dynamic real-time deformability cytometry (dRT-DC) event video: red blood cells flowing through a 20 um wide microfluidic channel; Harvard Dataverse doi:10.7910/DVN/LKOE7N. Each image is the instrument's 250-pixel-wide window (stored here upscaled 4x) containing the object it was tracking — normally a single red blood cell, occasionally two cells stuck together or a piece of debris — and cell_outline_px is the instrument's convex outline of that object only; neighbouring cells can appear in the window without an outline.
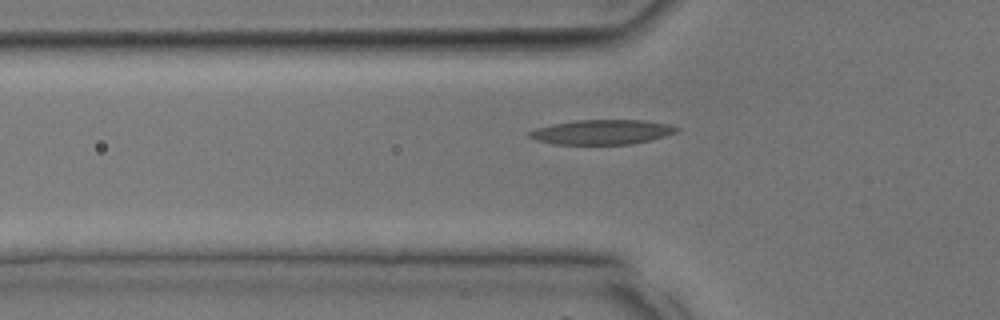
{"species": "common noctule bat (a hibernating species)", "species_latin": "Nyctalus noctula", "temperature_condition": "room temperature", "stored_images_in_passage": 33, "camera_frame_rate_fps": 3000, "um_per_image_px": 0.085, "animal": {"sex": "male", "body_mass_g": 17.9, "forearm_length_mm": 54.2}, "frame": {"image": 1, "passage_image": 12, "time_ms": 3.667, "image_size_px": [1000, 320], "cell_outline_px": [[680, 132], [632, 144], [552, 144], [536, 140], [528, 136], [528, 132], [536, 128], [552, 124], [576, 120], [644, 120], [672, 124], [680, 128]], "centroid_in_image_um": [51.2, 11.22], "position_along_channel_um": 74.6, "area_um2": 21.33}}
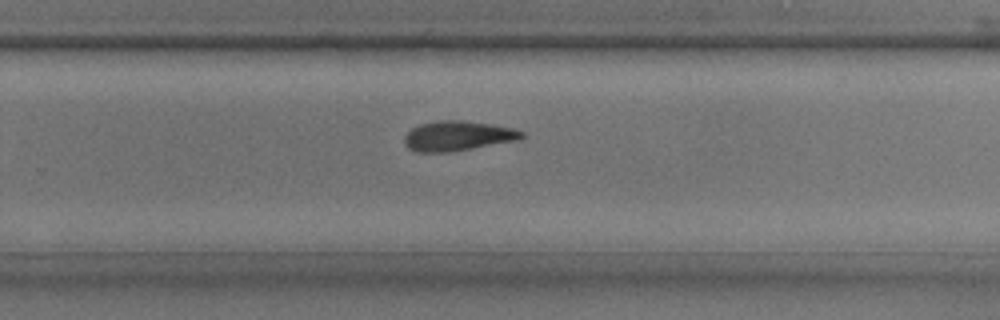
{"frame": {"image": 2, "passage_image": 23, "time_ms": 7.333, "image_size_px": [1000, 320], "cell_outline_px": [[524, 136], [520, 140], [448, 152], [416, 152], [408, 148], [404, 144], [404, 136], [412, 128], [420, 124], [440, 120], [460, 120], [488, 124], [512, 128], [524, 132]], "centroid_in_image_um": [38.89, 11.56], "position_along_channel_um": 290.9, "area_um2": 20.29}}
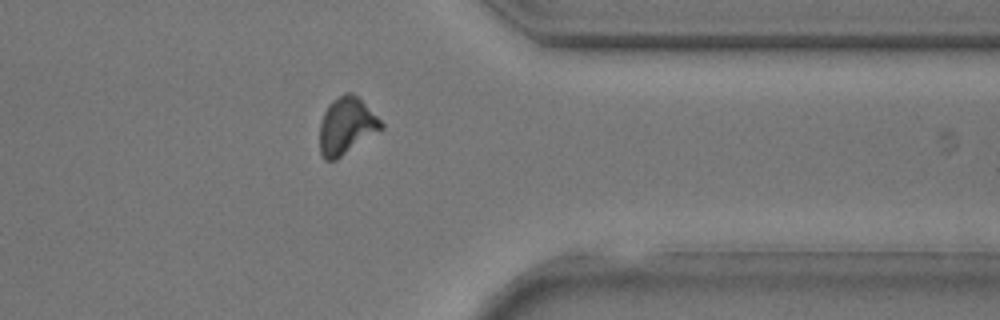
{"frame": {"image": 3, "passage_image": 28, "time_ms": 9.0, "image_size_px": [1000, 320], "cell_outline_px": [[384, 128], [336, 160], [324, 160], [320, 152], [320, 124], [324, 112], [328, 104], [332, 100], [344, 92], [352, 92], [384, 124]], "centroid_in_image_um": [29.43, 10.71], "position_along_channel_um": 382.0, "area_um2": 20.23}}